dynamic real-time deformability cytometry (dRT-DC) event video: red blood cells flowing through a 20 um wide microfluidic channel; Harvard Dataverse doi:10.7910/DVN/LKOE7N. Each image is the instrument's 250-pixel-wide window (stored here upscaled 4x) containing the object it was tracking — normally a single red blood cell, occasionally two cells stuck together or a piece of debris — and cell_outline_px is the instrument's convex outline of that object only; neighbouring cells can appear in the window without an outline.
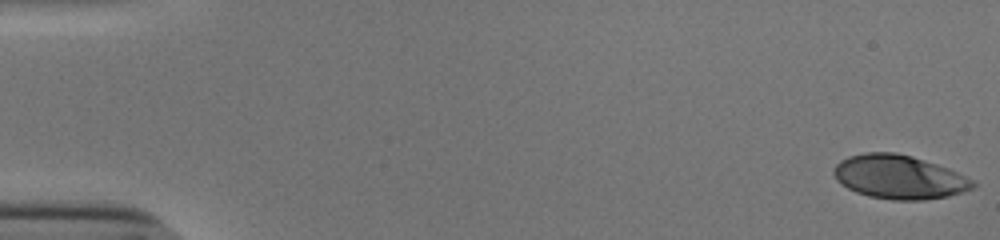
{"species": "human", "species_latin": "Homo sapiens", "temperature_condition": "cold", "stored_images_in_passage": 54, "camera_frame_rate_fps": 3000, "um_per_image_px": 0.085, "donor": {"sex": "male"}, "frame": {"image": 1, "passage_image": 1, "time_ms": 0.0, "image_size_px": [1000, 240], "cell_outline_px": [[976, 188], [948, 196], [924, 200], [892, 200], [868, 196], [856, 192], [840, 184], [836, 180], [832, 172], [832, 168], [840, 160], [848, 156], [864, 152], [896, 152], [912, 156], [948, 168], [972, 180], [976, 184]], "centroid_in_image_um": [76.38, 15.04], "position_along_channel_um": 8.6, "area_um2": 35.72}}
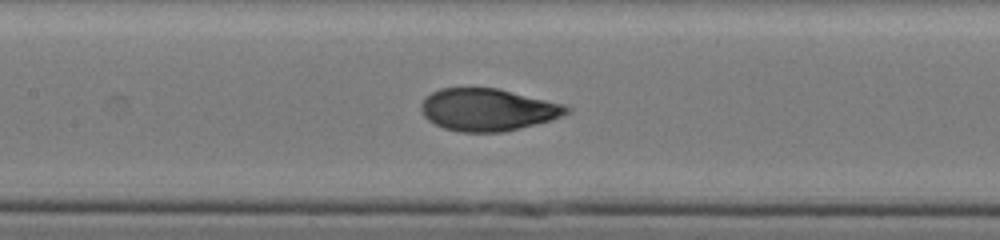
{"frame": {"image": 2, "passage_image": 26, "time_ms": 8.333, "image_size_px": [1000, 240], "cell_outline_px": [[572, 112], [552, 120], [504, 132], [460, 132], [444, 128], [428, 120], [424, 116], [420, 108], [420, 104], [432, 92], [440, 88], [500, 88], [564, 104], [572, 108]], "centroid_in_image_um": [41.51, 9.32], "position_along_channel_um": 165.9, "area_um2": 36.07}}
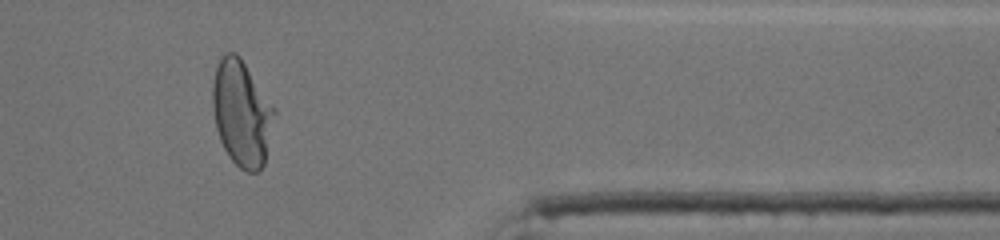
{"frame": {"image": 3, "passage_image": 45, "time_ms": 14.667, "image_size_px": [1000, 240], "cell_outline_px": [[276, 112], [264, 164], [256, 172], [248, 172], [240, 168], [228, 156], [220, 140], [216, 128], [212, 108], [212, 84], [216, 68], [224, 52], [236, 52], [240, 56], [276, 108]], "centroid_in_image_um": [20.54, 9.6], "position_along_channel_um": 390.9, "area_um2": 38.26}, "authors_computed_cell_mechanics": {"area_um2": 36.0672, "velocity_mm_per_s": 3.8403, "shape_relaxation_time_tau1_ms": 4.0171, "shape_relaxation_time_tau2_ms": null, "deformation_change_tau1": 0.2026, "deformation_change_tau2": null}}